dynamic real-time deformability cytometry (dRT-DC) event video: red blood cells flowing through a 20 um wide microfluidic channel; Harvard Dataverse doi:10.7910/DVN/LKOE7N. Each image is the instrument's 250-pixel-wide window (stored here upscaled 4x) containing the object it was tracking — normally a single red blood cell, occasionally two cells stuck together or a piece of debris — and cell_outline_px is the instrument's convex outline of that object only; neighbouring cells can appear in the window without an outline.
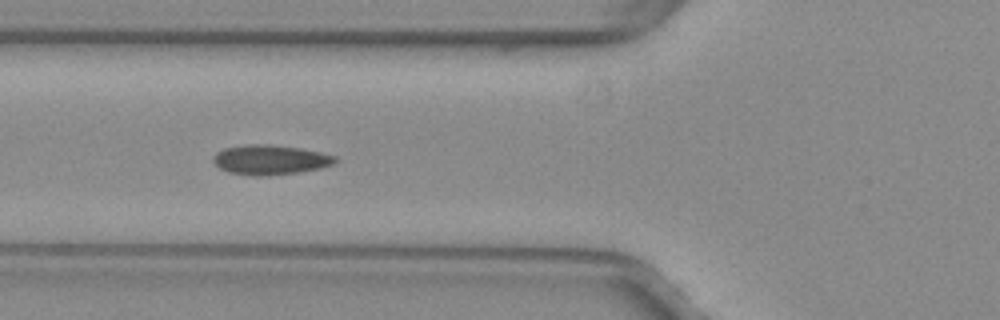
{"species": "common noctule bat (a hibernating species)", "species_latin": "Nyctalus noctula", "temperature_condition": "warm", "stored_images_in_passage": 34, "camera_frame_rate_fps": 3000, "um_per_image_px": 0.085, "animal": {"sex": "female", "body_mass_g": 29.2, "forearm_length_mm": 56.3}, "frame": {"image": 1, "passage_image": 6, "time_ms": 1.667, "image_size_px": [1000, 320], "cell_outline_px": [[336, 160], [332, 164], [320, 168], [296, 172], [268, 176], [252, 176], [228, 172], [220, 168], [212, 160], [216, 152], [224, 148], [252, 144], [264, 144], [300, 148], [320, 152], [336, 156]], "centroid_in_image_um": [22.94, 13.59], "position_along_channel_um": 102.9, "area_um2": 20.92}}
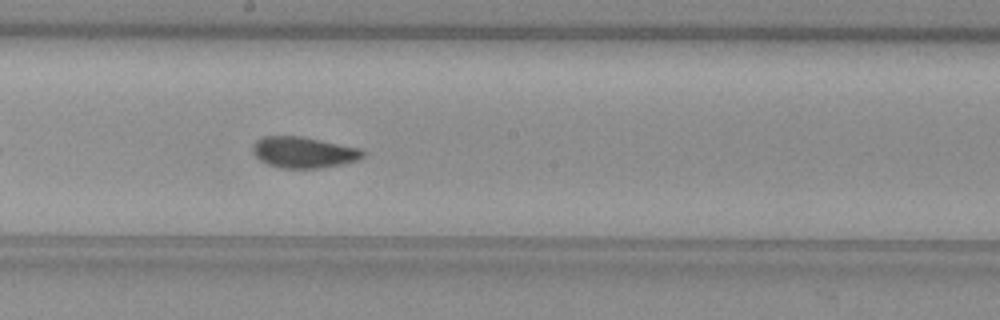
{"frame": {"image": 2, "passage_image": 15, "time_ms": 4.667, "image_size_px": [1000, 320], "cell_outline_px": [[364, 156], [360, 160], [344, 164], [320, 168], [280, 168], [268, 164], [260, 160], [252, 152], [252, 144], [256, 140], [264, 136], [300, 136], [360, 148], [364, 152]], "centroid_in_image_um": [25.81, 12.95], "position_along_channel_um": 222.4, "area_um2": 20.06}, "authors_computed_cell_mechanics": {"area_um2": 20.0566, "velocity_mm_per_s": 3.9872, "shape_relaxation_time_tau1_ms": 6.3957, "shape_relaxation_time_tau2_ms": 0.9262, "deformation_change_tau1": 0.14, "deformation_change_tau2": 0.0445}}